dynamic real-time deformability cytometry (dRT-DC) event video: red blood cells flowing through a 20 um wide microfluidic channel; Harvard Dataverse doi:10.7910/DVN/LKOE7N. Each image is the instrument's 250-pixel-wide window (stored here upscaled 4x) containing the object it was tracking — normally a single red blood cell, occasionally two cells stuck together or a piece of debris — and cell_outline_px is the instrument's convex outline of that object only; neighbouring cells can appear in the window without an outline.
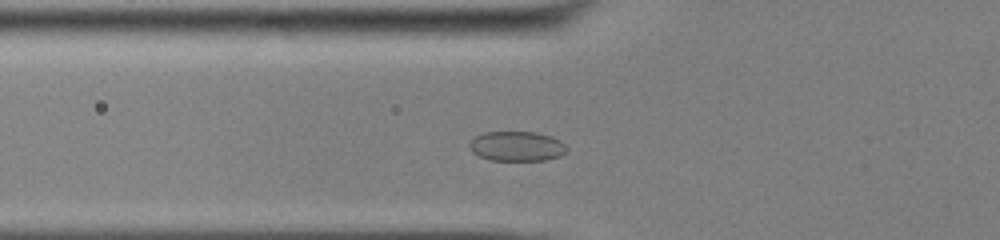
{"species": "common noctule bat (a hibernating species)", "species_latin": "Nyctalus noctula", "temperature_condition": "cold", "stored_images_in_passage": 46, "camera_frame_rate_fps": 3000, "um_per_image_px": 0.085, "animal": {"sex": "male", "body_mass_g": 13.0, "forearm_length_mm": 53.1}, "frame": {"image": 1, "passage_image": 12, "time_ms": 3.667, "image_size_px": [1000, 240], "cell_outline_px": [[568, 148], [560, 156], [544, 160], [492, 160], [480, 156], [472, 152], [468, 148], [468, 144], [476, 136], [484, 132], [536, 132], [552, 136], [560, 140]], "centroid_in_image_um": [43.92, 12.42], "position_along_channel_um": 81.9, "area_um2": 16.88}}
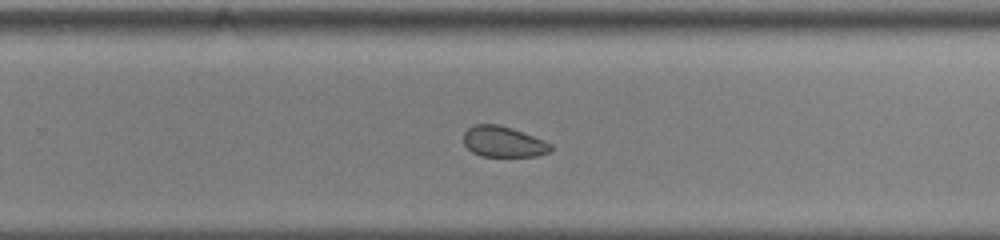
{"frame": {"image": 2, "passage_image": 28, "time_ms": 9.0, "image_size_px": [1000, 240], "cell_outline_px": [[552, 148], [548, 152], [536, 156], [480, 156], [472, 152], [464, 144], [464, 132], [468, 128], [476, 124], [500, 124], [512, 128], [544, 140], [552, 144]], "centroid_in_image_um": [42.77, 12.04], "position_along_channel_um": 287.0, "area_um2": 15.61}}
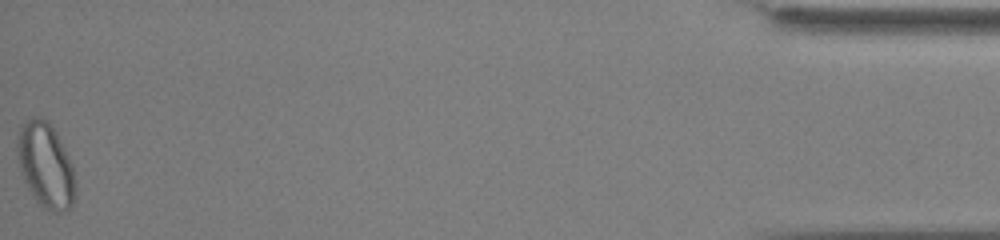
{"frame": {"image": 3, "passage_image": 46, "time_ms": 15.0, "image_size_px": [1000, 240], "cell_outline_px": [[76, 196], [72, 204], [68, 208], [60, 212], [52, 212], [44, 208], [32, 196], [24, 180], [20, 168], [16, 152], [16, 144], [20, 124], [24, 120], [36, 116], [40, 116], [48, 120], [56, 132], [72, 164], [76, 184]], "centroid_in_image_um": [3.87, 14.02], "position_along_channel_um": 431.3, "area_um2": 29.07}, "authors_computed_cell_mechanics": {"area_um2": 17.9469, "velocity_mm_per_s": 3.845, "shape_relaxation_time_tau1_ms": null, "shape_relaxation_time_tau2_ms": 2.9588, "deformation_change_tau1": null, "deformation_change_tau2": 0.0732}}